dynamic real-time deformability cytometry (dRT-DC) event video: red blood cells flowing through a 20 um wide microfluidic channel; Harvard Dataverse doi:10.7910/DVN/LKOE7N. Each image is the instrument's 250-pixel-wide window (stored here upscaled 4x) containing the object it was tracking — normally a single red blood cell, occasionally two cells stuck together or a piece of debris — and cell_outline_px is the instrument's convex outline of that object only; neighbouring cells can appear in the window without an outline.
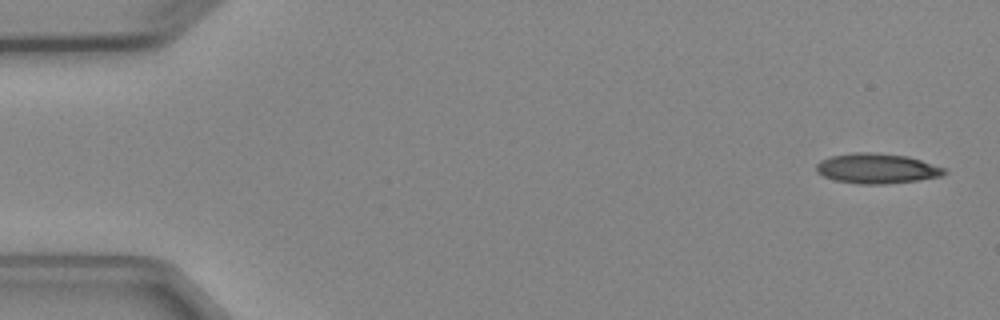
{"species": "Egyptian fruit bat (a non-hibernating species)", "species_latin": "Rousettus aegyptiacus", "temperature_condition": "cold", "stored_images_in_passage": 7, "camera_frame_rate_fps": 3000, "um_per_image_px": 0.085, "animal": {"sex": "female"}, "frame": {"image": 1, "passage_image": 1, "time_ms": 0.0, "image_size_px": [1000, 320], "cell_outline_px": [[948, 172], [940, 176], [920, 180], [884, 184], [860, 184], [836, 180], [824, 176], [816, 172], [816, 164], [820, 160], [832, 156], [856, 152], [872, 152], [908, 156], [944, 168]], "centroid_in_image_um": [74.52, 14.32], "position_along_channel_um": 10.5, "area_um2": 22.31}}
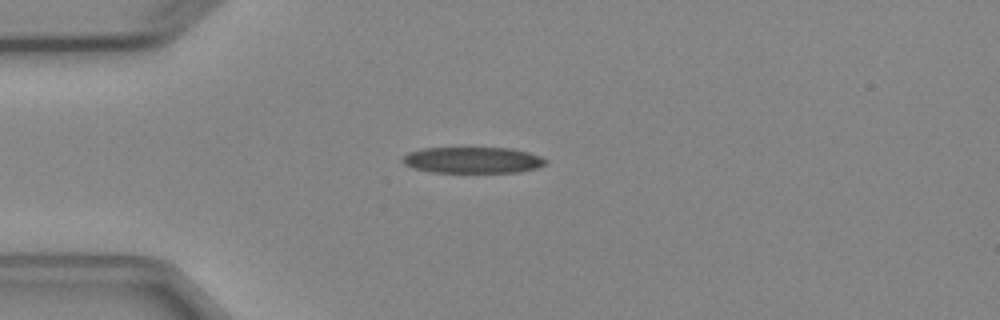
{"frame": {"image": 2, "passage_image": 4, "time_ms": 3.667, "image_size_px": [1000, 320], "cell_outline_px": [[548, 164], [536, 168], [520, 172], [432, 172], [412, 168], [404, 164], [400, 160], [408, 152], [420, 148], [512, 148], [528, 152], [540, 156], [548, 160]], "centroid_in_image_um": [40.18, 13.6], "position_along_channel_um": 44.8, "area_um2": 22.02}}